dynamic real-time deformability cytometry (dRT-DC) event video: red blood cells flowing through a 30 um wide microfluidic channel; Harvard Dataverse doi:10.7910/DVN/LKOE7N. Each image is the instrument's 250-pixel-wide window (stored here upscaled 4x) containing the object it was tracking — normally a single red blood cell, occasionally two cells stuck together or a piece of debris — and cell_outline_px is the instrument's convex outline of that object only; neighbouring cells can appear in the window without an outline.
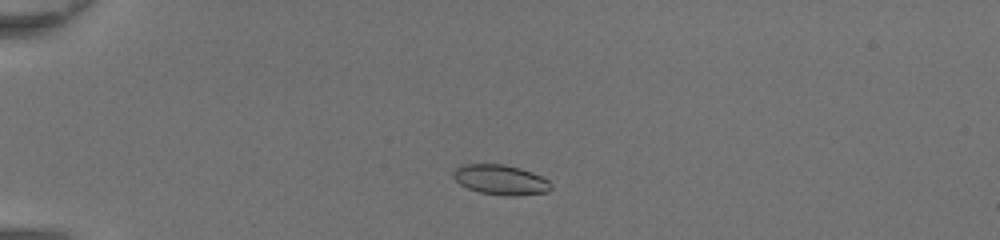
{"species": "common noctule bat (a hibernating species)", "species_latin": "Nyctalus noctula", "temperature_condition": "room temperature", "stored_images_in_passage": 42, "camera_frame_rate_fps": 3000, "um_per_image_px": 0.085, "animal": {"sex": "female", "body_mass_g": 20.0, "forearm_length_mm": 54.0}, "frame": {"image": 1, "passage_image": 7, "time_ms": 2.0, "image_size_px": [1000, 240], "cell_outline_px": [[552, 188], [548, 192], [516, 196], [508, 196], [480, 192], [468, 188], [460, 184], [452, 176], [452, 172], [456, 168], [464, 164], [504, 164], [520, 168], [532, 172], [548, 180], [552, 184]], "centroid_in_image_um": [42.57, 15.28], "position_along_channel_um": 42.4, "area_um2": 17.11}}
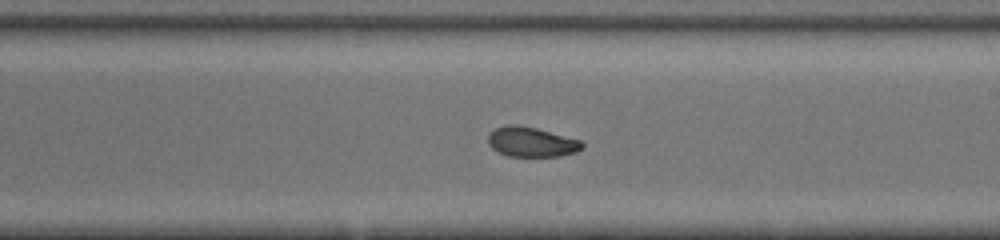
{"frame": {"image": 2, "passage_image": 24, "time_ms": 7.667, "image_size_px": [1000, 240], "cell_outline_px": [[584, 148], [576, 152], [560, 156], [508, 156], [492, 148], [488, 144], [488, 136], [496, 128], [508, 124], [516, 124], [536, 128], [580, 140], [584, 144]], "centroid_in_image_um": [45.19, 12.07], "position_along_channel_um": 243.8, "area_um2": 16.24}}
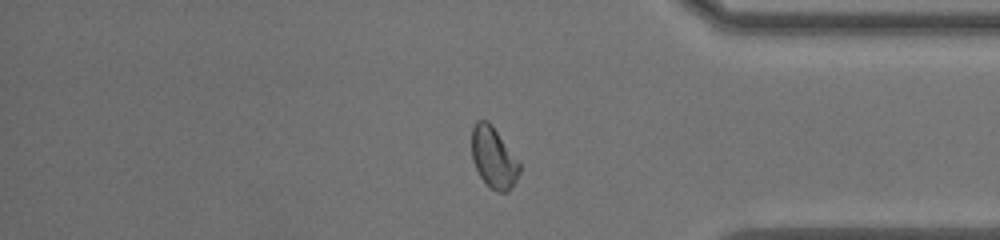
{"frame": {"image": 3, "passage_image": 35, "time_ms": 11.333, "image_size_px": [1000, 240], "cell_outline_px": [[520, 172], [516, 180], [508, 192], [496, 192], [480, 176], [472, 160], [472, 128], [476, 120], [488, 120], [492, 124], [520, 164]], "centroid_in_image_um": [41.95, 13.38], "position_along_channel_um": 393.3, "area_um2": 16.82}, "authors_computed_cell_mechanics": {"area_um2": 16.7909, "velocity_mm_per_s": 4.4214, "shape_relaxation_time_tau1_ms": 8.5266, "shape_relaxation_time_tau2_ms": 1.5071, "deformation_change_tau1": 0.2278, "deformation_change_tau2": 0.0585}}